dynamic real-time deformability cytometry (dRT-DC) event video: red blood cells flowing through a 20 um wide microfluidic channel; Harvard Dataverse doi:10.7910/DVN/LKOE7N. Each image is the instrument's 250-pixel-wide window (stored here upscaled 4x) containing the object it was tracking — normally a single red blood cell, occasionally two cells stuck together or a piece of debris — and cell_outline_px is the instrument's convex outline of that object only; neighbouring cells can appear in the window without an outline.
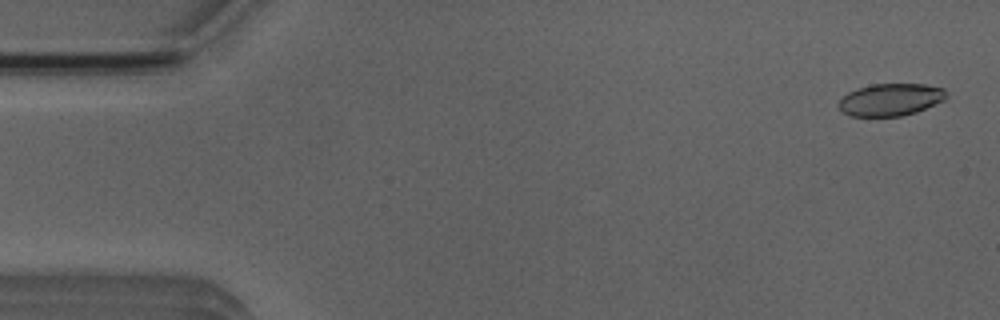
{"species": "Egyptian fruit bat (a non-hibernating species)", "species_latin": "Rousettus aegyptiacus", "temperature_condition": "room temperature", "stored_images_in_passage": 4, "camera_frame_rate_fps": 3000, "um_per_image_px": 0.085, "animal": {"sex": "male"}, "frame": {"image": 1, "passage_image": 1, "time_ms": 0.0, "image_size_px": [1000, 320], "cell_outline_px": [[948, 96], [944, 100], [916, 112], [900, 116], [848, 116], [836, 104], [848, 92], [872, 84], [924, 84], [944, 88], [948, 92]], "centroid_in_image_um": [75.72, 8.47], "position_along_channel_um": 9.3, "area_um2": 20.23}}